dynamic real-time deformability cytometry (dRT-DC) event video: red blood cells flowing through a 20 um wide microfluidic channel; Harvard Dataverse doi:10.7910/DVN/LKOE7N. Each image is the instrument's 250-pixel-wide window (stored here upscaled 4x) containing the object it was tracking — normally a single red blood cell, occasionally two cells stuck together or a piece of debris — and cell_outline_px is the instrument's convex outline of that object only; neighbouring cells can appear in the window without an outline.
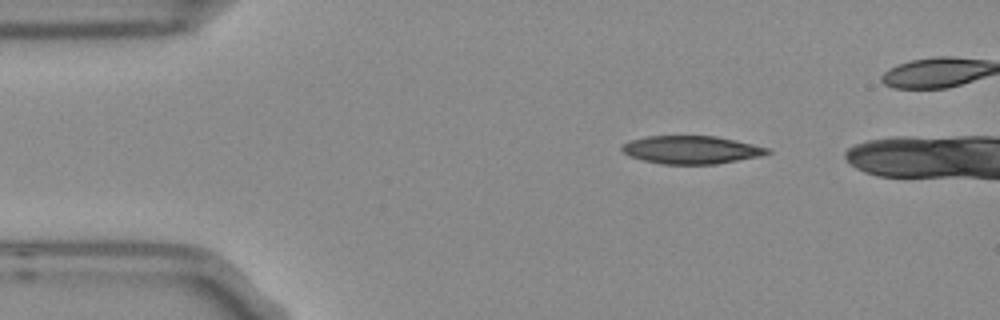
{"species": "Egyptian fruit bat (a non-hibernating species)", "species_latin": "Rousettus aegyptiacus", "temperature_condition": "room temperature", "stored_images_in_passage": 4, "camera_frame_rate_fps": 3000, "um_per_image_px": 0.085, "frame": {"image": 1, "passage_image": 1, "time_ms": 0.0, "image_size_px": [1000, 320], "cell_outline_px": [[772, 152], [764, 156], [716, 164], [664, 164], [644, 160], [632, 156], [624, 152], [620, 148], [624, 144], [632, 140], [644, 136], [716, 136], [736, 140], [772, 148]], "centroid_in_image_um": [58.87, 12.73], "position_along_channel_um": 26.1, "area_um2": 23.81}}
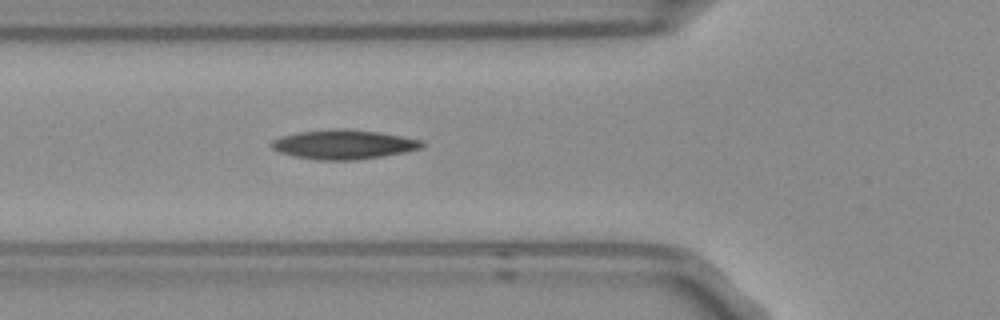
{"frame": {"image": 2, "passage_image": 4, "time_ms": 1.0, "image_size_px": [1000, 320], "cell_outline_px": [[428, 144], [420, 148], [404, 152], [356, 160], [316, 160], [296, 156], [280, 152], [272, 148], [268, 144], [272, 140], [284, 136], [300, 132], [332, 128], [344, 128], [380, 132], [424, 140]], "centroid_in_image_um": [29.24, 12.27], "position_along_channel_um": 96.6, "area_um2": 25.78}}